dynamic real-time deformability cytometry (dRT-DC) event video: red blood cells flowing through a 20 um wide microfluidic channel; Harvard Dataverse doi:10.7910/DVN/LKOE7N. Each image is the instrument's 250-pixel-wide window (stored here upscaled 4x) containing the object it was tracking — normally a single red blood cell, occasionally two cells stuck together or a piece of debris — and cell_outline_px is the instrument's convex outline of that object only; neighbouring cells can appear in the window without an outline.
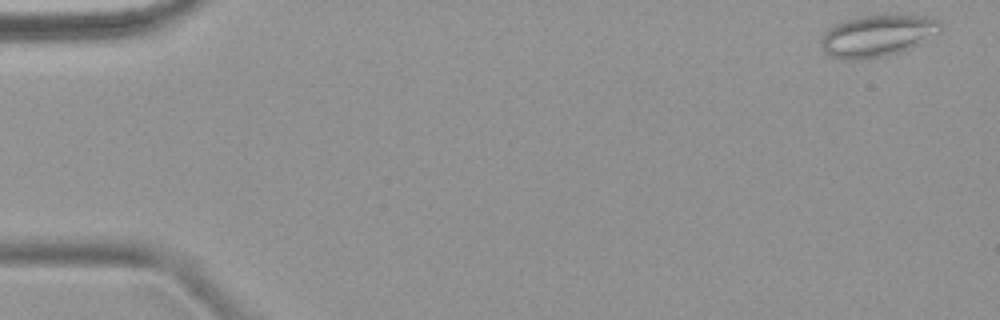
{"species": "common noctule bat (a hibernating species)", "species_latin": "Nyctalus noctula", "temperature_condition": "warm", "stored_images_in_passage": 5, "camera_frame_rate_fps": 3000, "um_per_image_px": 0.085, "animal": {"sex": "female", "body_mass_g": 18.4}, "frame": {"image": 1, "passage_image": 1, "time_ms": 0.0, "image_size_px": [1000, 320], "cell_outline_px": [[944, 24], [940, 32], [900, 52], [888, 56], [856, 60], [840, 60], [828, 56], [824, 52], [820, 44], [820, 40], [824, 32], [828, 28], [844, 20], [860, 16], [884, 12], [900, 12], [932, 16], [940, 20]], "centroid_in_image_um": [74.61, 2.98], "position_along_channel_um": 10.4, "area_um2": 30.46}}